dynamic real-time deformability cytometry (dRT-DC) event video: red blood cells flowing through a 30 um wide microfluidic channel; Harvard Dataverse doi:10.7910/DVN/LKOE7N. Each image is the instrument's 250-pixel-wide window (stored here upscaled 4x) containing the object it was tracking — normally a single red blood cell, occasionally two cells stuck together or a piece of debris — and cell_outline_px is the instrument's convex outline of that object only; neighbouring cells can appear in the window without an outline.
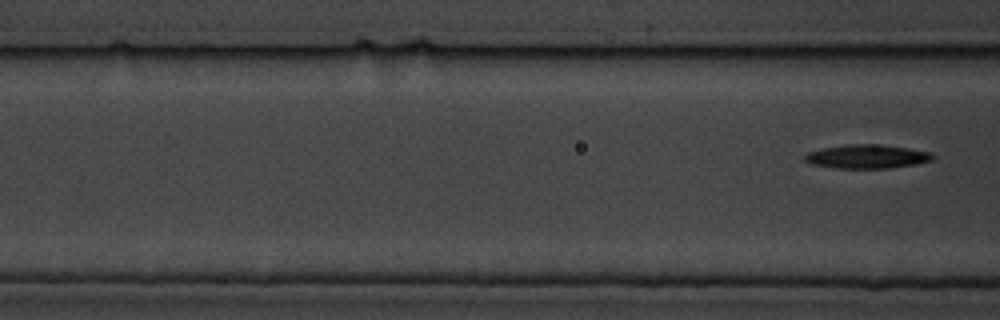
{"species": "common noctule bat (a hibernating species)", "species_latin": "Nyctalus noctula", "temperature_condition": "cold", "stored_images_in_passage": 8, "camera_frame_rate_fps": 3000, "um_per_image_px": 0.085, "animal": {"sex": "male", "body_mass_g": 19.5, "forearm_length_mm": 54.6}, "frame": {"image": 1, "passage_image": 8, "time_ms": 9.0, "image_size_px": [1000, 320], "cell_outline_px": [[936, 156], [932, 160], [916, 164], [888, 168], [836, 168], [812, 164], [804, 160], [804, 152], [824, 148], [848, 144], [872, 144], [908, 148], [932, 152]], "centroid_in_image_um": [73.69, 13.3], "position_along_channel_um": 92.9, "area_um2": 17.74}}